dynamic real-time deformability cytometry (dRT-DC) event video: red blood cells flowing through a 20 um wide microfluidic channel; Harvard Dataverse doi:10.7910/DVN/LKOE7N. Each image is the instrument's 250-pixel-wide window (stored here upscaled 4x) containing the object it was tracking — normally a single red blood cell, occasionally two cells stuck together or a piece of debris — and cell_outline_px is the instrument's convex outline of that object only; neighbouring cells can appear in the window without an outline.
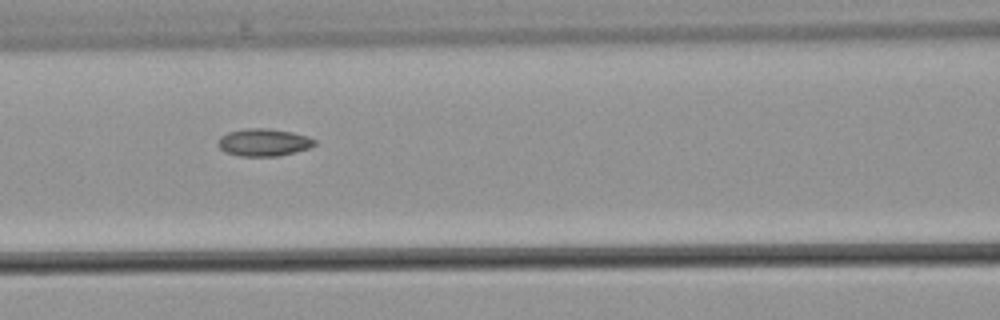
{"species": "common noctule bat (a hibernating species)", "species_latin": "Nyctalus noctula", "temperature_condition": "warm", "stored_images_in_passage": 3, "camera_frame_rate_fps": 3000, "um_per_image_px": 0.085, "animal": {"sex": "male", "body_mass_g": 21.5, "forearm_length_mm": 52.0}, "frame": {"image": 1, "passage_image": 3, "time_ms": 2.333, "image_size_px": [1000, 320], "cell_outline_px": [[316, 144], [308, 148], [280, 156], [240, 156], [224, 152], [216, 144], [220, 136], [228, 132], [248, 128], [268, 128], [292, 132], [308, 136], [316, 140]], "centroid_in_image_um": [22.39, 12.1], "position_along_channel_um": 144.2, "area_um2": 15.55}}